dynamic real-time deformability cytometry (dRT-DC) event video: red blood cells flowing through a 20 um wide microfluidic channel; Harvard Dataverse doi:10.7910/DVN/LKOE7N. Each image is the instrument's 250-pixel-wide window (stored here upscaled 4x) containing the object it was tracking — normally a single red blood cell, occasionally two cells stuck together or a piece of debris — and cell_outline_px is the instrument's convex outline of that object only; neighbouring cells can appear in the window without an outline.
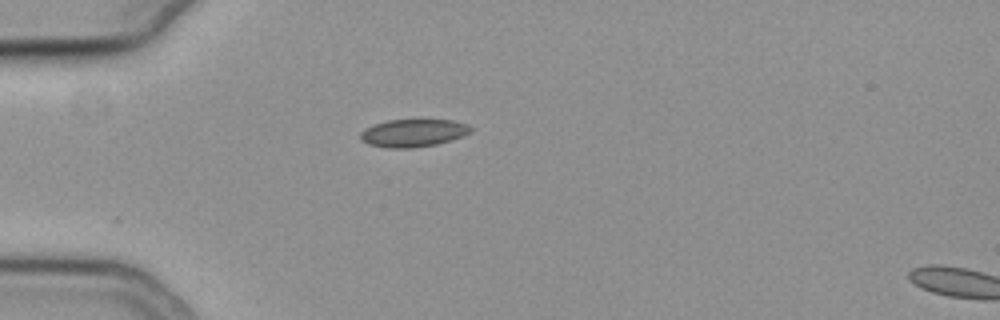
{"species": "common noctule bat (a hibernating species)", "species_latin": "Nyctalus noctula", "temperature_condition": "cold", "stored_images_in_passage": 30, "camera_frame_rate_fps": 3000, "um_per_image_px": 0.085, "animal": {"sex": "female", "body_mass_g": 19.3, "forearm_length_mm": 54.1}, "frame": {"image": 1, "passage_image": 1, "time_ms": 0.0, "image_size_px": [1000, 320], "cell_outline_px": [[472, 132], [436, 144], [412, 148], [388, 148], [368, 144], [360, 140], [360, 132], [364, 128], [372, 124], [388, 120], [452, 120], [468, 124], [472, 128]], "centroid_in_image_um": [35.07, 11.3], "position_along_channel_um": 49.9, "area_um2": 17.8}}
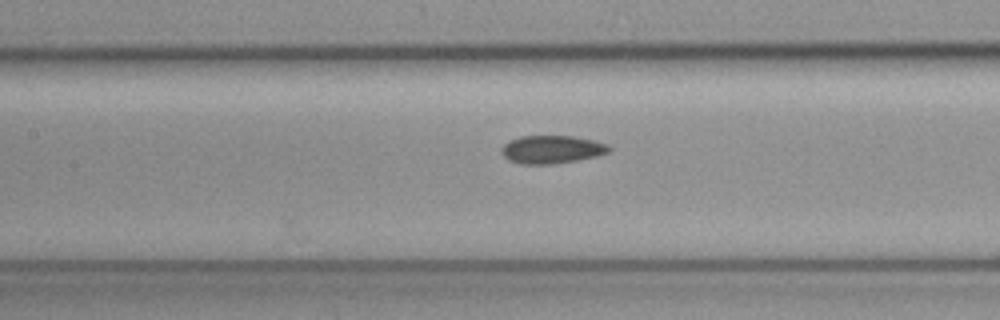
{"frame": {"image": 2, "passage_image": 11, "time_ms": 3.333, "image_size_px": [1000, 320], "cell_outline_px": [[612, 148], [608, 152], [596, 156], [576, 160], [552, 164], [520, 164], [508, 160], [500, 152], [500, 148], [508, 140], [520, 136], [572, 136], [592, 140], [608, 144]], "centroid_in_image_um": [46.85, 12.7], "position_along_channel_um": 160.5, "area_um2": 17.63}}
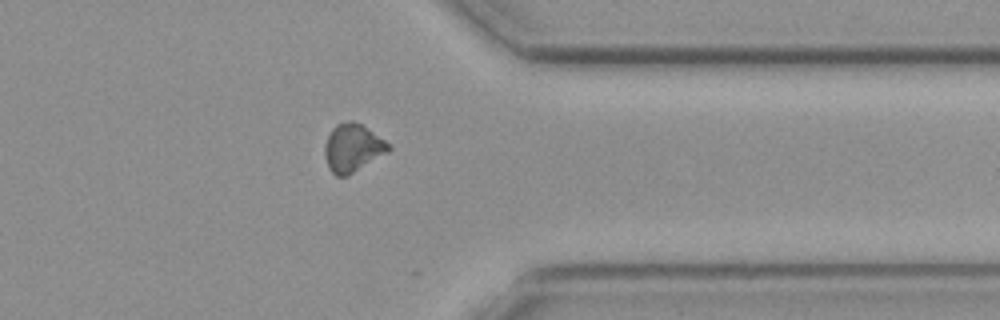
{"frame": {"image": 3, "passage_image": 29, "time_ms": 9.333, "image_size_px": [1000, 320], "cell_outline_px": [[392, 148], [388, 152], [348, 176], [336, 176], [328, 168], [324, 152], [324, 144], [332, 128], [336, 124], [348, 120], [352, 120], [360, 124], [384, 140]], "centroid_in_image_um": [29.94, 12.58], "position_along_channel_um": 381.5, "area_um2": 17.74}, "authors_computed_cell_mechanics": {"area_um2": 17.5423, "velocity_mm_per_s": 3.8037, "shape_relaxation_time_tau1_ms": 7.5338, "shape_relaxation_time_tau2_ms": null, "deformation_change_tau1": 0.0947, "deformation_change_tau2": null}}